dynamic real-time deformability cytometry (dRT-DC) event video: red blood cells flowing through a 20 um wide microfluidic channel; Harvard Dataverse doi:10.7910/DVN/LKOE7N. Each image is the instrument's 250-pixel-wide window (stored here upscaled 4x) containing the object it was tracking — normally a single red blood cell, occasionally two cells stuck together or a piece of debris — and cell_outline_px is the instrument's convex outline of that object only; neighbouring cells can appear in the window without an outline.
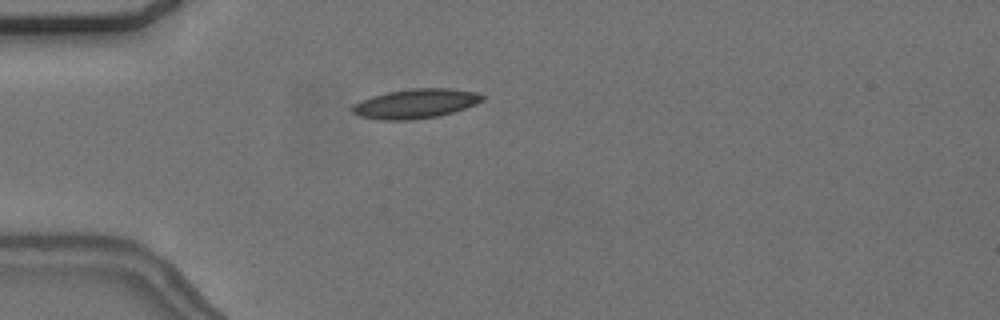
{"species": "common noctule bat (a hibernating species)", "species_latin": "Nyctalus noctula", "temperature_condition": "cold", "stored_images_in_passage": 41, "camera_frame_rate_fps": 3000, "um_per_image_px": 0.085, "animal": {"sex": "female", "body_mass_g": 24.6, "forearm_length_mm": 56.2}, "frame": {"image": 1, "passage_image": 1, "time_ms": 0.0, "image_size_px": [1000, 320], "cell_outline_px": [[484, 100], [476, 104], [440, 116], [412, 120], [380, 120], [360, 116], [352, 112], [352, 104], [360, 100], [372, 96], [388, 92], [412, 88], [452, 88], [476, 92], [484, 96]], "centroid_in_image_um": [35.32, 8.81], "position_along_channel_um": 49.7, "area_um2": 22.43}}
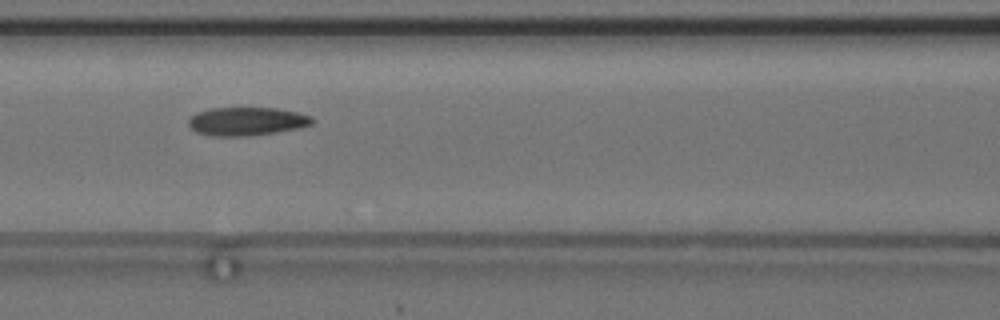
{"frame": {"image": 2, "passage_image": 10, "time_ms": 3.0, "image_size_px": [1000, 320], "cell_outline_px": [[316, 120], [312, 124], [296, 128], [276, 132], [252, 136], [212, 136], [196, 132], [188, 124], [188, 120], [196, 112], [212, 108], [276, 108], [296, 112], [312, 116]], "centroid_in_image_um": [20.97, 10.32], "position_along_channel_um": 145.6, "area_um2": 20.46}}
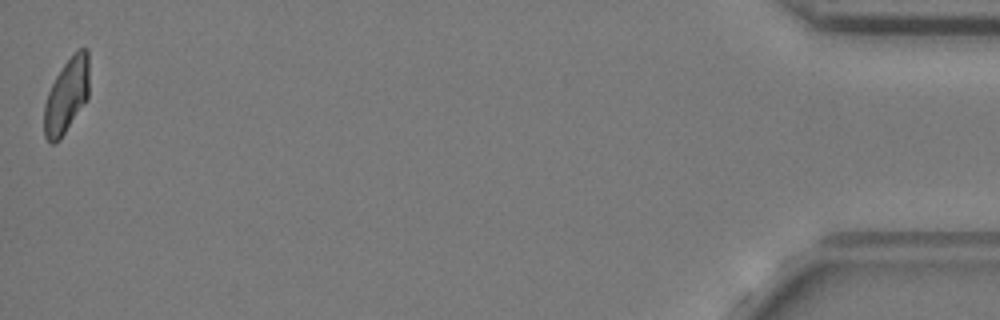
{"frame": {"image": 3, "passage_image": 41, "time_ms": 13.333, "image_size_px": [1000, 320], "cell_outline_px": [[88, 100], [60, 140], [52, 144], [44, 136], [44, 104], [48, 92], [56, 76], [64, 64], [76, 48], [88, 48]], "centroid_in_image_um": [5.67, 8.13], "position_along_channel_um": 429.5, "area_um2": 19.83}, "authors_computed_cell_mechanics": {"area_um2": 20.519, "velocity_mm_per_s": 3.6726, "shape_relaxation_time_tau1_ms": null, "shape_relaxation_time_tau2_ms": 3.1977, "deformation_change_tau1": null, "deformation_change_tau2": 0.0884}}